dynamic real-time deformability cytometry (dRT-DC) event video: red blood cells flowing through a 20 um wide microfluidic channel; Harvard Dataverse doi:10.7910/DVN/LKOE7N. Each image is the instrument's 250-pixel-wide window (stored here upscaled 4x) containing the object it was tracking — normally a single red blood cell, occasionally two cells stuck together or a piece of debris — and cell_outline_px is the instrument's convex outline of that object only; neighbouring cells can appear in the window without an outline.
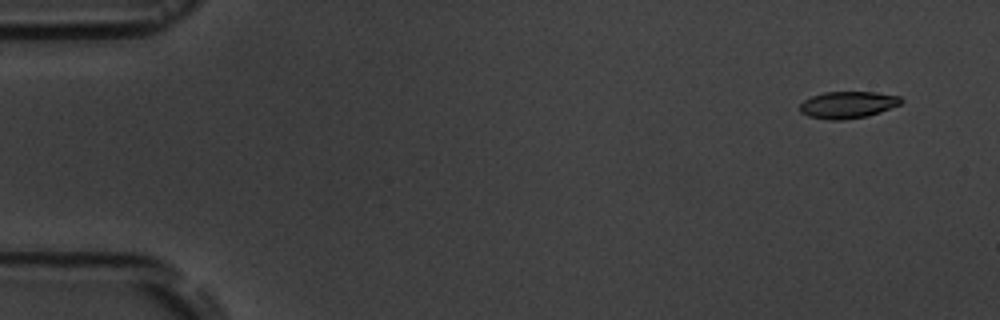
{"species": "common noctule bat (a hibernating species)", "species_latin": "Nyctalus noctula", "temperature_condition": "room temperature", "stored_images_in_passage": 5, "camera_frame_rate_fps": 3000, "um_per_image_px": 0.085, "animal": {"sex": "male", "body_mass_g": 19.5, "forearm_length_mm": 54.6}, "frame": {"image": 1, "passage_image": 1, "time_ms": 0.0, "image_size_px": [1000, 320], "cell_outline_px": [[904, 100], [900, 104], [880, 112], [868, 116], [840, 120], [828, 120], [808, 116], [800, 112], [800, 104], [804, 100], [812, 96], [824, 92], [876, 92], [900, 96]], "centroid_in_image_um": [72.06, 8.91], "position_along_channel_um": 12.9, "area_um2": 15.9}}
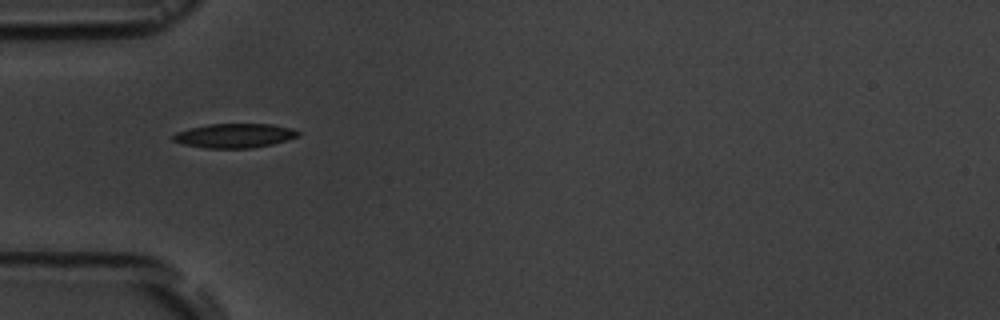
{"frame": {"image": 2, "passage_image": 5, "time_ms": 4.667, "image_size_px": [1000, 320], "cell_outline_px": [[300, 136], [272, 144], [252, 148], [204, 148], [184, 144], [172, 140], [172, 136], [176, 132], [188, 128], [208, 124], [272, 124], [292, 128], [300, 132]], "centroid_in_image_um": [19.93, 11.52], "position_along_channel_um": 65.1, "area_um2": 17.74}}